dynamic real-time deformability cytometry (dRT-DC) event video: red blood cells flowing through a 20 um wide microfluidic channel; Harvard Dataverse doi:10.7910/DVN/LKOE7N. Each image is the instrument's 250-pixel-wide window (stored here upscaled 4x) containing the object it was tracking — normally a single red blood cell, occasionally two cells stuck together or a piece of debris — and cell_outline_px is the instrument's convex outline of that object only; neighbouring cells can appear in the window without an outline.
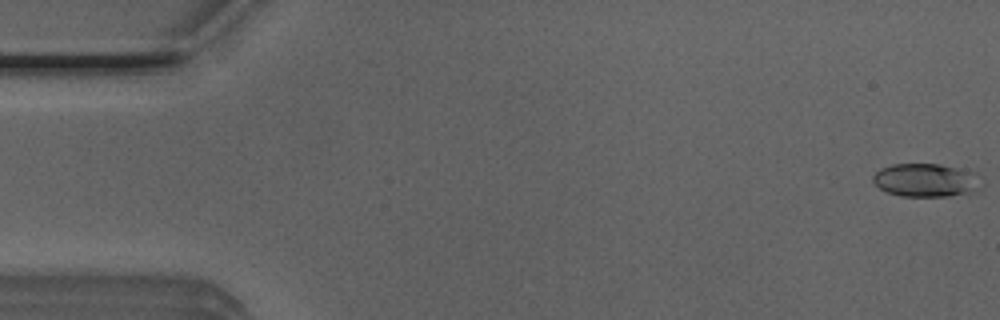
{"species": "Egyptian fruit bat (a non-hibernating species)", "species_latin": "Rousettus aegyptiacus", "temperature_condition": "room temperature", "stored_images_in_passage": 52, "camera_frame_rate_fps": 3000, "um_per_image_px": 0.085, "animal": {"sex": "male"}, "frame": {"image": 1, "passage_image": 1, "time_ms": 0.0, "image_size_px": [1000, 320], "cell_outline_px": [[980, 188], [976, 192], [948, 196], [900, 196], [888, 192], [880, 188], [872, 180], [872, 176], [880, 168], [892, 164], [940, 164], [952, 168], [960, 172]], "centroid_in_image_um": [78.45, 15.34], "position_along_channel_um": 6.5, "area_um2": 19.71}}
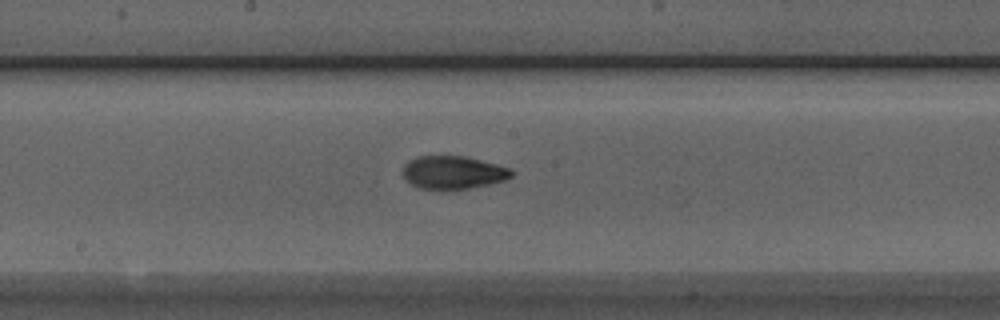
{"frame": {"image": 2, "passage_image": 27, "time_ms": 8.667, "image_size_px": [1000, 320], "cell_outline_px": [[516, 172], [512, 176], [504, 180], [488, 184], [468, 188], [420, 188], [412, 184], [404, 176], [404, 164], [408, 160], [416, 156], [464, 156], [512, 168]], "centroid_in_image_um": [38.55, 14.63], "position_along_channel_um": 209.7, "area_um2": 20.58}}
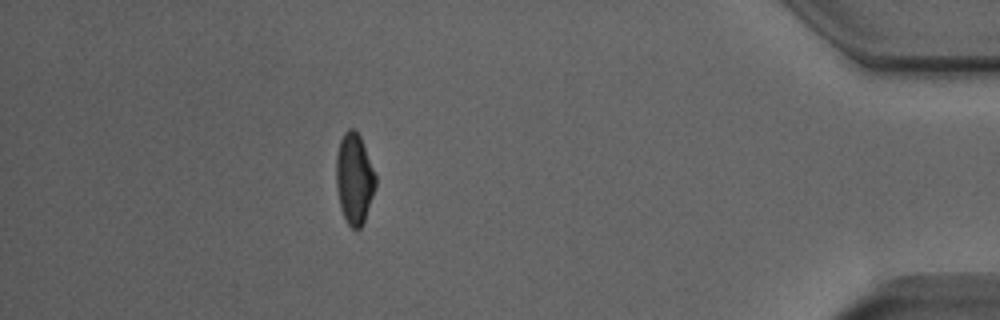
{"frame": {"image": 3, "passage_image": 46, "time_ms": 15.0, "image_size_px": [1000, 320], "cell_outline_px": [[376, 184], [364, 220], [360, 228], [356, 232], [348, 224], [340, 208], [336, 188], [336, 156], [340, 140], [344, 132], [348, 128], [352, 128], [360, 136], [376, 176]], "centroid_in_image_um": [30.09, 15.19], "position_along_channel_um": 405.1, "area_um2": 20.69}, "authors_computed_cell_mechanics": {"area_um2": 20.6924, "velocity_mm_per_s": 3.9386, "shape_relaxation_time_tau1_ms": 4.1478, "shape_relaxation_time_tau2_ms": 2.0993, "deformation_change_tau1": 0.1507, "deformation_change_tau2": 0.0832}}